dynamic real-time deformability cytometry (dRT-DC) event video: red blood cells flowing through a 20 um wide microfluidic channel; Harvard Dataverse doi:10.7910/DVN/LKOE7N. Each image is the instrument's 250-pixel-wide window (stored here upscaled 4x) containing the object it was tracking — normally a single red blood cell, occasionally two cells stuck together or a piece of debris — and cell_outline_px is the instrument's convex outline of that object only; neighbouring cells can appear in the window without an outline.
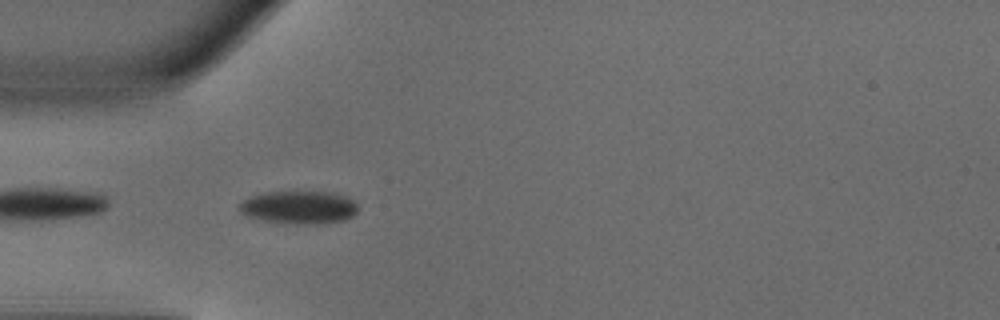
{"species": "common noctule bat (a hibernating species)", "species_latin": "Nyctalus noctula", "temperature_condition": "warm", "stored_images_in_passage": 36, "camera_frame_rate_fps": 3000, "um_per_image_px": 0.085, "animal": {"sex": "male", "body_mass_g": 18.8}, "frame": {"image": 1, "passage_image": 1, "time_ms": 0.0, "image_size_px": [1000, 320], "cell_outline_px": [[356, 212], [352, 216], [344, 220], [320, 224], [296, 224], [260, 220], [248, 216], [240, 212], [240, 204], [248, 196], [264, 192], [332, 192], [344, 196], [352, 200], [356, 204]], "centroid_in_image_um": [25.39, 17.63], "position_along_channel_um": 59.6, "area_um2": 22.72}}
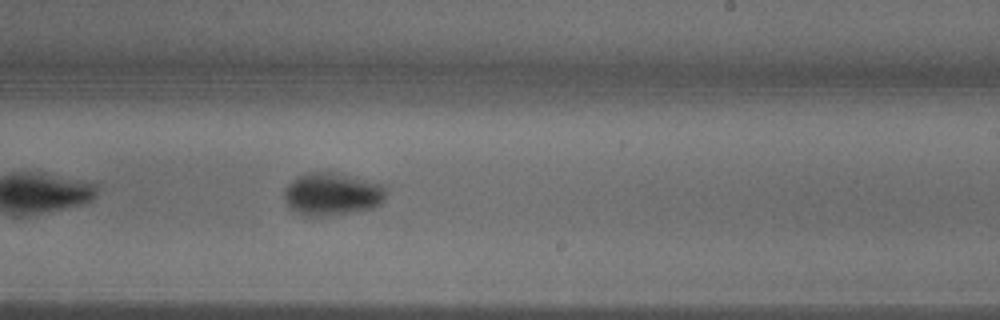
{"frame": {"image": 2, "passage_image": 16, "time_ms": 5.0, "image_size_px": [1000, 320], "cell_outline_px": [[388, 188], [384, 200], [380, 204], [372, 208], [356, 212], [328, 216], [304, 216], [288, 208], [284, 200], [284, 188], [296, 176], [308, 172], [332, 172], [384, 184]], "centroid_in_image_um": [28.22, 16.51], "position_along_channel_um": 260.8, "area_um2": 25.84}}
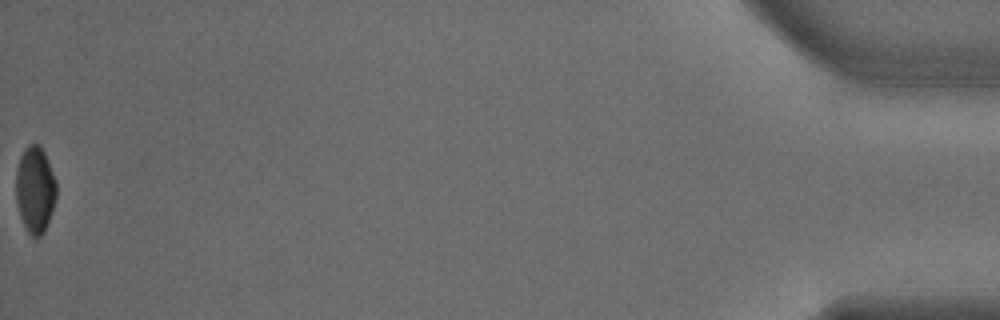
{"frame": {"image": 3, "passage_image": 36, "time_ms": 11.667, "image_size_px": [1000, 320], "cell_outline_px": [[56, 196], [44, 232], [36, 240], [28, 232], [20, 216], [16, 200], [16, 168], [20, 156], [24, 148], [28, 144], [40, 144], [44, 152], [56, 180]], "centroid_in_image_um": [2.97, 16.09], "position_along_channel_um": 432.2, "area_um2": 20.35}, "authors_computed_cell_mechanics": {"area_um2": 23.2356, "velocity_mm_per_s": 4.0592, "shape_relaxation_time_tau1_ms": 3.2573, "shape_relaxation_time_tau2_ms": null, "deformation_change_tau1": 0.144, "deformation_change_tau2": null}}